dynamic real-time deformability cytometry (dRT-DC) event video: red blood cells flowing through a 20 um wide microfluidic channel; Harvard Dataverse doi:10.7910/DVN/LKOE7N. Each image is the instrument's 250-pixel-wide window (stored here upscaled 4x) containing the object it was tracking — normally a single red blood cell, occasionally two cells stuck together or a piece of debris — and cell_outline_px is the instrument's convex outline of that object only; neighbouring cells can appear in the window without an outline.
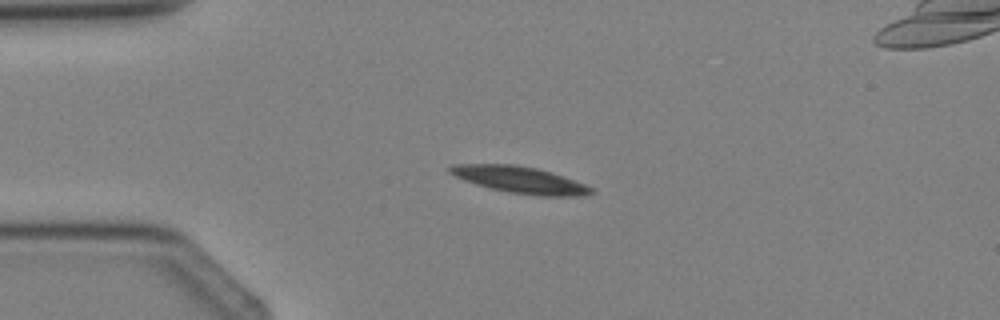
{"species": "Egyptian fruit bat (a non-hibernating species)", "species_latin": "Rousettus aegyptiacus", "temperature_condition": "cold", "stored_images_in_passage": 3, "camera_frame_rate_fps": 3000, "um_per_image_px": 0.085, "animal": {"sex": "female"}, "frame": {"image": 1, "passage_image": 2, "time_ms": 1.333, "image_size_px": [1000, 320], "cell_outline_px": [[596, 192], [584, 196], [540, 196], [508, 192], [476, 184], [464, 180], [448, 172], [448, 168], [452, 164], [516, 164], [536, 168], [552, 172], [588, 184]], "centroid_in_image_um": [44.26, 15.28], "position_along_channel_um": 40.7, "area_um2": 22.14}}